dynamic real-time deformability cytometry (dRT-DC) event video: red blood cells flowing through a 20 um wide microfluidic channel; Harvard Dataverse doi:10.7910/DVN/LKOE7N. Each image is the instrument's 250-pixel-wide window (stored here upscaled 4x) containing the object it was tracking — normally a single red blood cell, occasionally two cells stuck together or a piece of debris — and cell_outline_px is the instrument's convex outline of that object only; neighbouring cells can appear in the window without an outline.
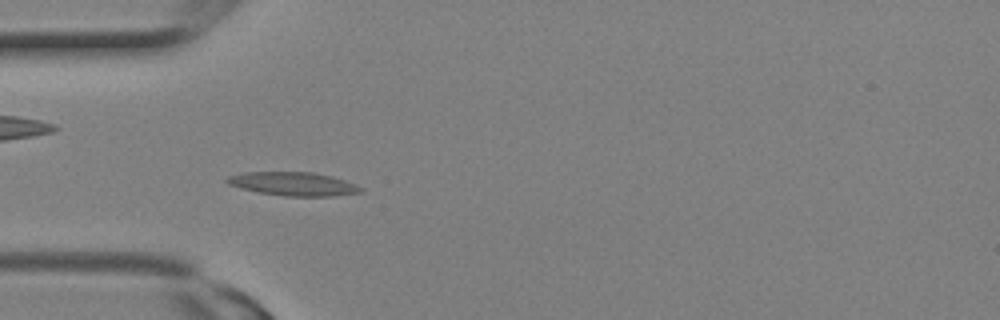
{"species": "Egyptian fruit bat (a non-hibernating species)", "species_latin": "Rousettus aegyptiacus", "temperature_condition": "room temperature", "stored_images_in_passage": 1, "camera_frame_rate_fps": 3000, "um_per_image_px": 0.085, "animal": {"sex": "female"}, "frame": {"image": 1, "passage_image": 1, "time_ms": 0.0, "image_size_px": [1000, 320], "cell_outline_px": [[364, 192], [332, 196], [284, 196], [260, 192], [240, 188], [228, 184], [224, 180], [228, 176], [244, 172], [312, 172], [332, 176], [344, 180], [364, 188]], "centroid_in_image_um": [24.94, 15.63], "position_along_channel_um": 60.1, "area_um2": 18.38}}